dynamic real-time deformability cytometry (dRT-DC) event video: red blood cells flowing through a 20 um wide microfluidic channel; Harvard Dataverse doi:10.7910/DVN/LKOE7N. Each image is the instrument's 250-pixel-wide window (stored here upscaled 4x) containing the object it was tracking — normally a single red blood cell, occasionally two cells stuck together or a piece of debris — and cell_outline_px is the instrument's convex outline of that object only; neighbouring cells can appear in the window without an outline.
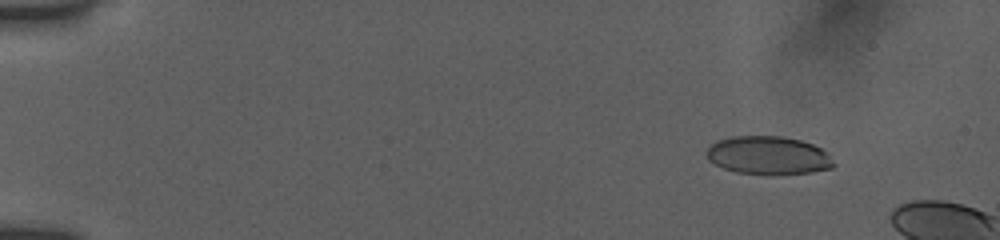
{"species": "human", "species_latin": "Homo sapiens", "temperature_condition": "room temperature", "stored_images_in_passage": 15, "camera_frame_rate_fps": 3000, "um_per_image_px": 0.085, "donor": {"sex": "female"}, "frame": {"image": 1, "passage_image": 7, "time_ms": 2.0, "image_size_px": [1000, 240], "cell_outline_px": [[836, 164], [832, 168], [812, 172], [772, 176], [736, 172], [724, 168], [708, 160], [704, 152], [716, 140], [732, 136], [780, 136], [800, 140], [812, 144], [828, 152]], "centroid_in_image_um": [65.31, 13.23], "position_along_channel_um": 19.7, "area_um2": 28.84}}